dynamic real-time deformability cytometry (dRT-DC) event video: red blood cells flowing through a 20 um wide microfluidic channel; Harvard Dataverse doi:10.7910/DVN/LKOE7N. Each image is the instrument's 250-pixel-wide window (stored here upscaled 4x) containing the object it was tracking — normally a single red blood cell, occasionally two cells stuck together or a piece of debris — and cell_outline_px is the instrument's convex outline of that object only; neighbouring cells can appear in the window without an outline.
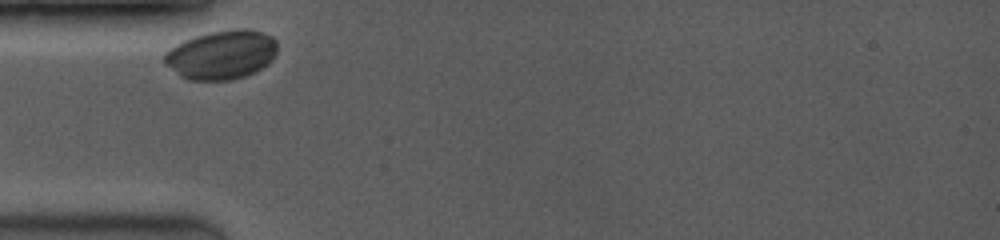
{"species": "common noctule bat (a hibernating species)", "species_latin": "Nyctalus noctula", "temperature_condition": "room temperature", "stored_images_in_passage": 14, "camera_frame_rate_fps": 3500, "um_per_image_px": 0.085, "animal": {"sex": "female", "body_mass_g": 19.0, "forearm_length_mm": 53.3}, "frame": {"image": 1, "passage_image": 1, "time_ms": 0.0, "image_size_px": [1000, 240], "cell_outline_px": [[276, 52], [272, 60], [268, 64], [244, 76], [232, 80], [188, 80], [180, 76], [164, 64], [164, 52], [176, 44], [184, 40], [196, 36], [212, 32], [240, 28], [248, 28], [272, 36], [276, 40]], "centroid_in_image_um": [18.8, 4.65], "position_along_channel_um": 66.2, "area_um2": 32.19}}
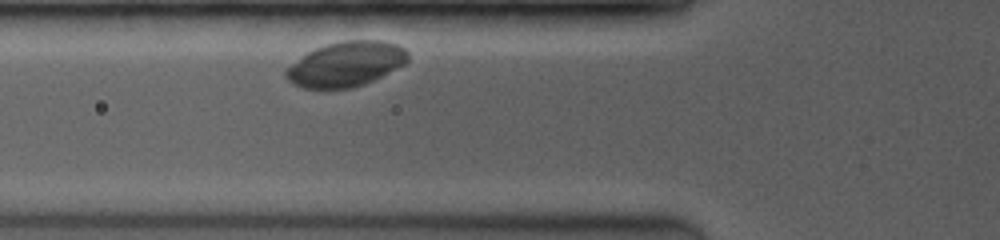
{"frame": {"image": 2, "passage_image": 6, "time_ms": 0.857, "image_size_px": [1000, 240], "cell_outline_px": [[408, 60], [404, 64], [372, 80], [348, 88], [304, 88], [292, 84], [284, 76], [284, 72], [300, 56], [316, 48], [328, 44], [344, 40], [384, 40], [396, 44], [404, 48], [408, 52]], "centroid_in_image_um": [29.38, 5.43], "position_along_channel_um": 96.4, "area_um2": 31.5}}